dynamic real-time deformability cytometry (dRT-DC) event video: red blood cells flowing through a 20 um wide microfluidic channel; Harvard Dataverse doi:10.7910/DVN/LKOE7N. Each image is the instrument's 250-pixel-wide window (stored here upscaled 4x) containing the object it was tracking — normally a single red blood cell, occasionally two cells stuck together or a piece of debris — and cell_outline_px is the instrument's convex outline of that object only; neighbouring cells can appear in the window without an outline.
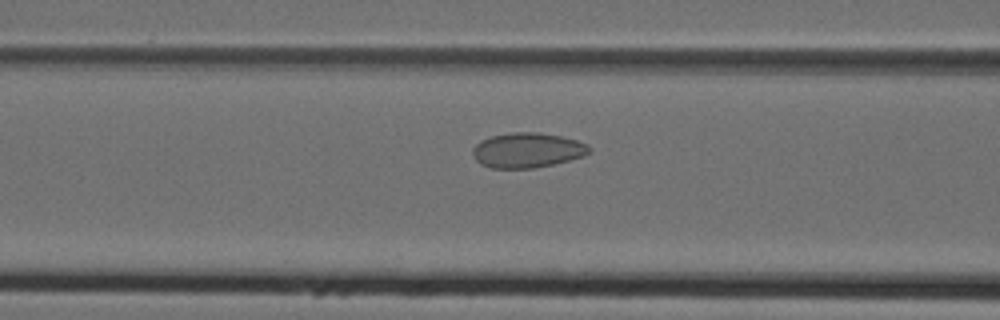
{"species": "Egyptian fruit bat (a non-hibernating species)", "species_latin": "Rousettus aegyptiacus", "temperature_condition": "cold", "stored_images_in_passage": 40, "camera_frame_rate_fps": 3000, "um_per_image_px": 0.085, "animal": {"sex": "female"}, "frame": {"image": 1, "passage_image": 16, "time_ms": 5.0, "image_size_px": [1000, 320], "cell_outline_px": [[592, 152], [584, 156], [556, 164], [532, 168], [492, 168], [480, 164], [476, 160], [472, 152], [472, 148], [480, 140], [492, 136], [512, 132], [540, 132], [560, 136], [576, 140], [588, 144], [592, 148]], "centroid_in_image_um": [44.85, 12.77], "position_along_channel_um": 121.7, "area_um2": 23.99}}
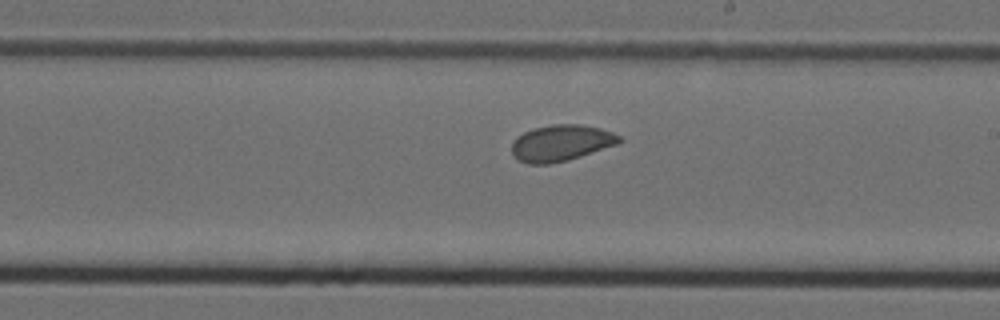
{"frame": {"image": 2, "passage_image": 25, "time_ms": 8.0, "image_size_px": [1000, 320], "cell_outline_px": [[624, 140], [616, 144], [568, 160], [548, 164], [528, 164], [516, 160], [512, 152], [512, 140], [516, 136], [532, 128], [552, 124], [580, 124], [600, 128], [612, 132], [620, 136]], "centroid_in_image_um": [47.65, 12.15], "position_along_channel_um": 241.4, "area_um2": 22.83}}
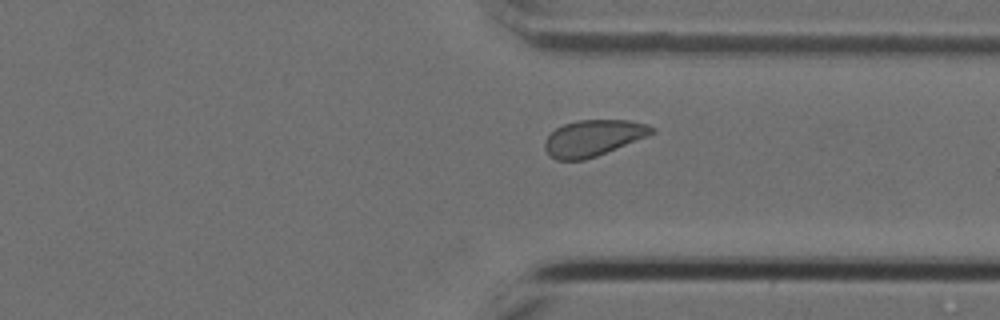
{"frame": {"image": 3, "passage_image": 34, "time_ms": 11.0, "image_size_px": [1000, 320], "cell_outline_px": [[656, 132], [596, 156], [584, 160], [556, 160], [548, 156], [544, 148], [544, 140], [556, 128], [564, 124], [576, 120], [628, 120], [648, 124], [656, 128]], "centroid_in_image_um": [50.39, 11.73], "position_along_channel_um": 361.0, "area_um2": 22.54}, "authors_computed_cell_mechanics": {"area_um2": 22.7732, "velocity_mm_per_s": 3.9968, "shape_relaxation_time_tau1_ms": 10.8099, "shape_relaxation_time_tau2_ms": 1.6054, "deformation_change_tau1": 0.1258, "deformation_change_tau2": 0.0431}}